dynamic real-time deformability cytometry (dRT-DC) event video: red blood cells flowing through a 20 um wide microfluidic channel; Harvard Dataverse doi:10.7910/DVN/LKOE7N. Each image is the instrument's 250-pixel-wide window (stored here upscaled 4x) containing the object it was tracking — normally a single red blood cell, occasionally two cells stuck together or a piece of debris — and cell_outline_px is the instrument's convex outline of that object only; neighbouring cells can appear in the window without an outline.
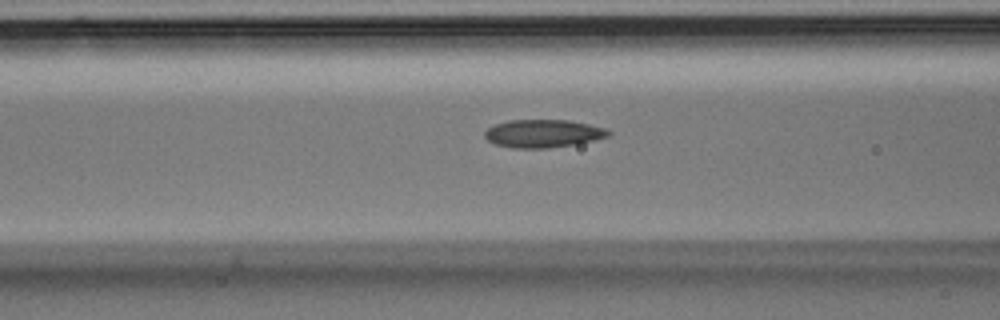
{"species": "Egyptian fruit bat (a non-hibernating species)", "species_latin": "Rousettus aegyptiacus", "temperature_condition": "room temperature", "stored_images_in_passage": 34, "camera_frame_rate_fps": 3000, "um_per_image_px": 0.085, "animal": {"sex": "male"}, "frame": {"image": 1, "passage_image": 5, "time_ms": 1.333, "image_size_px": [1000, 320], "cell_outline_px": [[612, 132], [608, 136], [596, 140], [576, 144], [548, 148], [512, 148], [496, 144], [488, 140], [484, 136], [484, 132], [488, 128], [496, 124], [508, 120], [568, 120], [608, 128]], "centroid_in_image_um": [46.2, 11.35], "position_along_channel_um": 120.4, "area_um2": 20.23}}
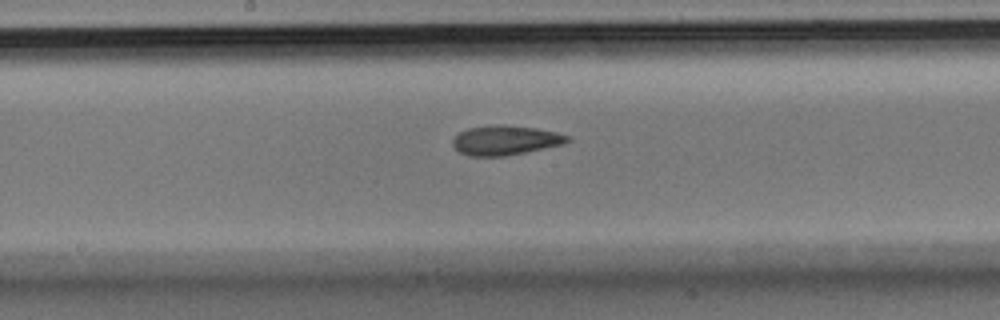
{"frame": {"image": 2, "passage_image": 11, "time_ms": 3.333, "image_size_px": [1000, 320], "cell_outline_px": [[572, 140], [564, 144], [504, 156], [468, 156], [460, 152], [452, 144], [452, 140], [460, 132], [468, 128], [500, 124], [504, 124], [536, 128], [556, 132], [568, 136]], "centroid_in_image_um": [42.96, 11.92], "position_along_channel_um": 205.2, "area_um2": 19.65}}
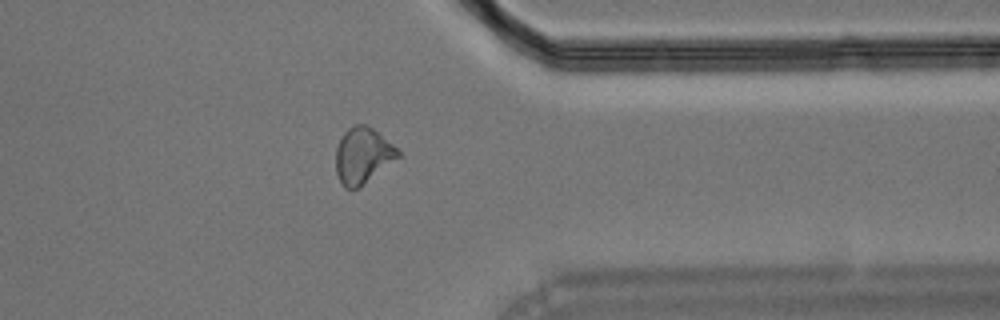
{"frame": {"image": 3, "passage_image": 24, "time_ms": 7.667, "image_size_px": [1000, 320], "cell_outline_px": [[400, 156], [356, 188], [344, 188], [336, 172], [336, 148], [344, 132], [348, 128], [356, 124], [368, 124], [400, 148]], "centroid_in_image_um": [30.85, 13.16], "position_along_channel_um": 380.5, "area_um2": 20.06}}